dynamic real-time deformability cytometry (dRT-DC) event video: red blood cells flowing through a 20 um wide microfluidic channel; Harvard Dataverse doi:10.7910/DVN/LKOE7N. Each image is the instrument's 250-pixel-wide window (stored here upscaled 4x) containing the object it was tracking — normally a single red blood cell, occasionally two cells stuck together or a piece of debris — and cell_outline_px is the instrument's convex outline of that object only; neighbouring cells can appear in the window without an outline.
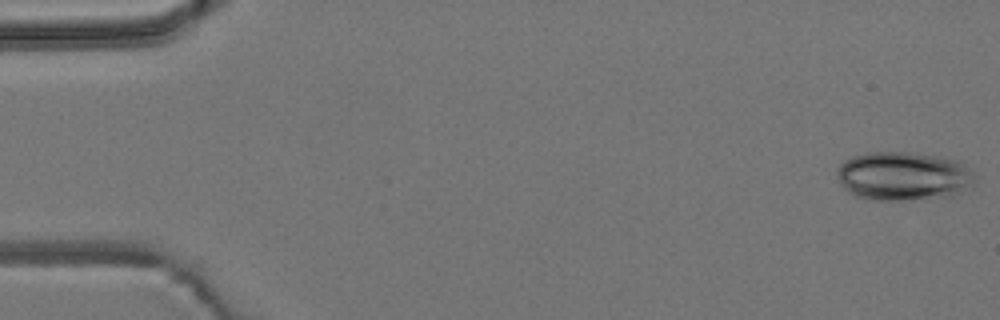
{"species": "common noctule bat (a hibernating species)", "species_latin": "Nyctalus noctula", "temperature_condition": "room temperature", "stored_images_in_passage": 4, "camera_frame_rate_fps": 3000, "um_per_image_px": 0.085, "animal": {"sex": "male", "body_mass_g": 19.2, "forearm_length_mm": 51.8}, "frame": {"image": 1, "passage_image": 1, "time_ms": 0.0, "image_size_px": [1000, 320], "cell_outline_px": [[976, 180], [972, 184], [952, 196], [908, 200], [868, 200], [852, 196], [840, 184], [836, 176], [836, 168], [844, 160], [852, 156], [864, 152], [912, 152], [940, 156], [956, 160], [964, 164], [976, 176]], "centroid_in_image_um": [76.73, 14.97], "position_along_channel_um": 8.3, "area_um2": 39.82}}
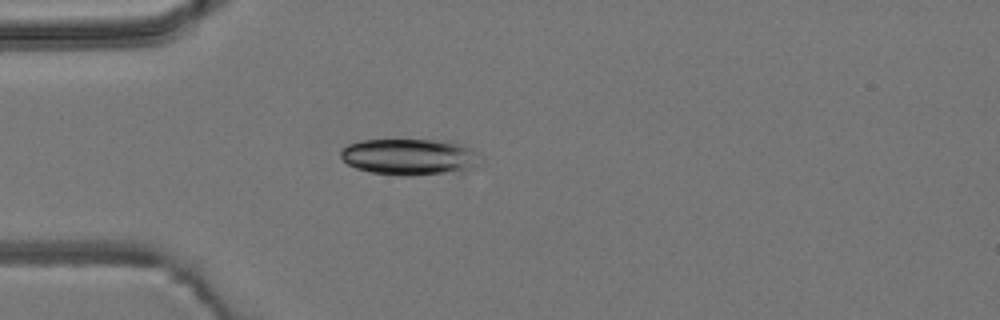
{"frame": {"image": 2, "passage_image": 4, "time_ms": 4.333, "image_size_px": [1000, 320], "cell_outline_px": [[480, 164], [472, 168], [444, 172], [412, 176], [400, 176], [372, 172], [356, 168], [348, 164], [340, 156], [340, 152], [348, 144], [360, 140], [456, 140], [472, 148], [476, 152]], "centroid_in_image_um": [34.82, 13.31], "position_along_channel_um": 50.2, "area_um2": 29.65}}